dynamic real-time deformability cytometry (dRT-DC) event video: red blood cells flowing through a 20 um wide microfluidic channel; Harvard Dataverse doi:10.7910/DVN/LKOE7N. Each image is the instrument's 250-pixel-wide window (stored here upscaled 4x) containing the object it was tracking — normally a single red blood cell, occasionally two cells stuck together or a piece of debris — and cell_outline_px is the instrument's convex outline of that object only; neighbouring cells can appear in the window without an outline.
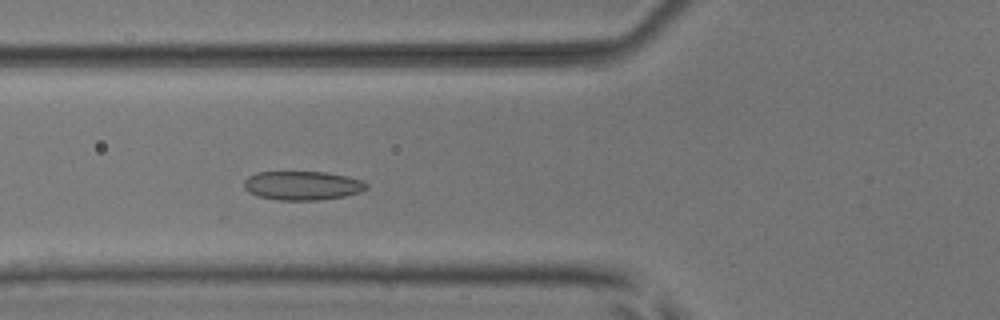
{"species": "common noctule bat (a hibernating species)", "species_latin": "Nyctalus noctula", "temperature_condition": "room temperature", "stored_images_in_passage": 51, "camera_frame_rate_fps": 3000, "um_per_image_px": 0.085, "animal": {"sex": "male", "body_mass_g": 17.9, "forearm_length_mm": 54.2}, "frame": {"image": 1, "passage_image": 18, "time_ms": 5.667, "image_size_px": [1000, 320], "cell_outline_px": [[368, 188], [360, 192], [344, 196], [320, 200], [276, 200], [256, 196], [248, 192], [244, 188], [244, 180], [248, 176], [256, 172], [328, 172], [360, 180], [368, 184]], "centroid_in_image_um": [25.66, 15.78], "position_along_channel_um": 100.1, "area_um2": 20.75}}
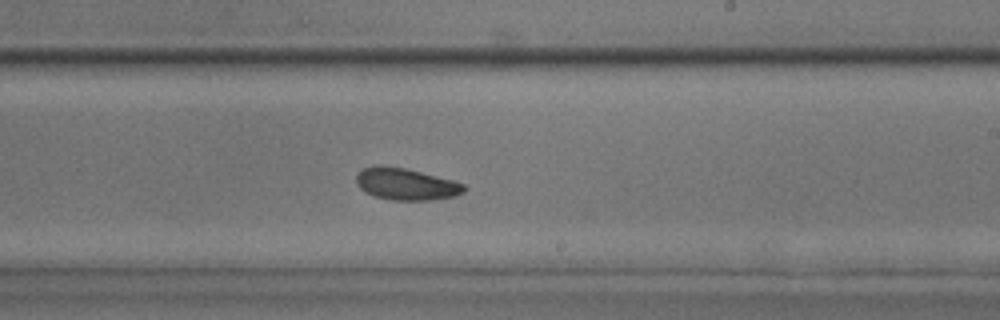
{"frame": {"image": 2, "passage_image": 30, "time_ms": 9.667, "image_size_px": [1000, 320], "cell_outline_px": [[468, 188], [464, 192], [456, 196], [432, 200], [392, 200], [372, 196], [364, 192], [356, 184], [356, 176], [364, 168], [376, 164], [384, 164], [404, 168], [452, 180], [464, 184]], "centroid_in_image_um": [34.49, 15.65], "position_along_channel_um": 254.5, "area_um2": 20.23}}
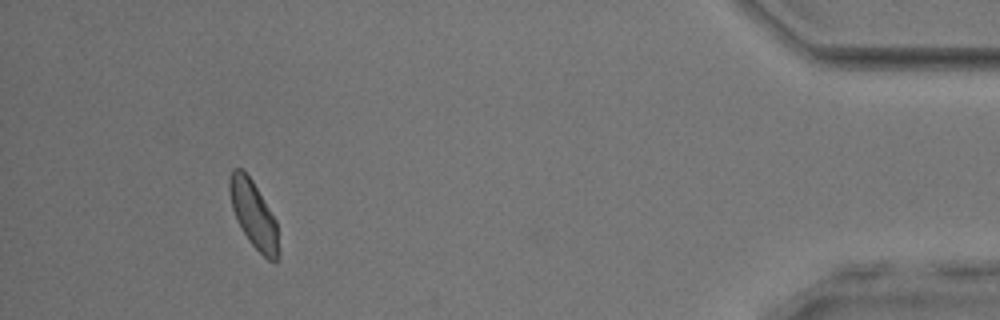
{"frame": {"image": 3, "passage_image": 47, "time_ms": 15.333, "image_size_px": [1000, 320], "cell_outline_px": [[280, 256], [276, 260], [268, 260], [248, 240], [240, 228], [236, 220], [232, 208], [228, 188], [228, 180], [232, 168], [240, 168], [252, 180], [276, 220]], "centroid_in_image_um": [21.54, 18.24], "position_along_channel_um": 413.7, "area_um2": 19.13}, "authors_computed_cell_mechanics": {"area_um2": 20.0566, "velocity_mm_per_s": 3.8805, "shape_relaxation_time_tau1_ms": 2.5735, "shape_relaxation_time_tau2_ms": 1.8066, "deformation_change_tau1": 0.076, "deformation_change_tau2": 0.0528}}